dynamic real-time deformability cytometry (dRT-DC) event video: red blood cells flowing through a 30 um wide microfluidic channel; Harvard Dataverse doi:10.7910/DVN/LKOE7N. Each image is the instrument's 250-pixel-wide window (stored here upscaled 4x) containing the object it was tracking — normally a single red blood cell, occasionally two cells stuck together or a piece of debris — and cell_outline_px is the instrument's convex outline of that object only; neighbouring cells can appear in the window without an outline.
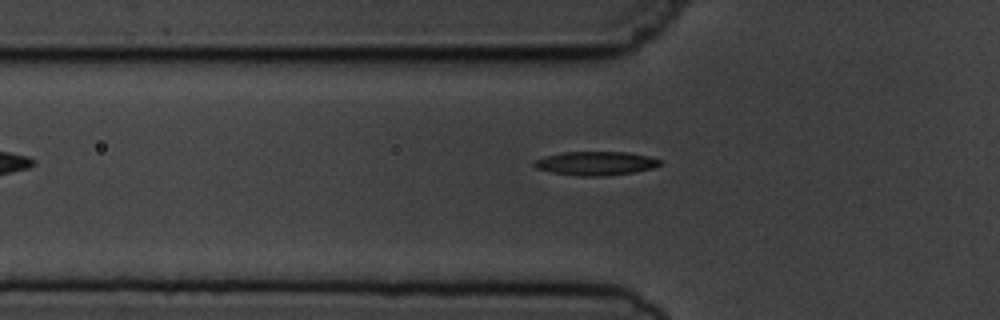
{"species": "common noctule bat (a hibernating species)", "species_latin": "Nyctalus noctula", "temperature_condition": "cold", "stored_images_in_passage": 6, "camera_frame_rate_fps": 3000, "um_per_image_px": 0.085, "animal": {"sex": "male", "body_mass_g": 19.5, "forearm_length_mm": 54.6}, "frame": {"image": 1, "passage_image": 6, "time_ms": 7.0, "image_size_px": [1000, 320], "cell_outline_px": [[664, 164], [652, 168], [636, 172], [604, 176], [580, 176], [552, 172], [536, 168], [532, 164], [532, 160], [544, 156], [564, 152], [628, 152], [648, 156], [660, 160]], "centroid_in_image_um": [50.63, 13.88], "position_along_channel_um": 75.2, "area_um2": 17.57}}